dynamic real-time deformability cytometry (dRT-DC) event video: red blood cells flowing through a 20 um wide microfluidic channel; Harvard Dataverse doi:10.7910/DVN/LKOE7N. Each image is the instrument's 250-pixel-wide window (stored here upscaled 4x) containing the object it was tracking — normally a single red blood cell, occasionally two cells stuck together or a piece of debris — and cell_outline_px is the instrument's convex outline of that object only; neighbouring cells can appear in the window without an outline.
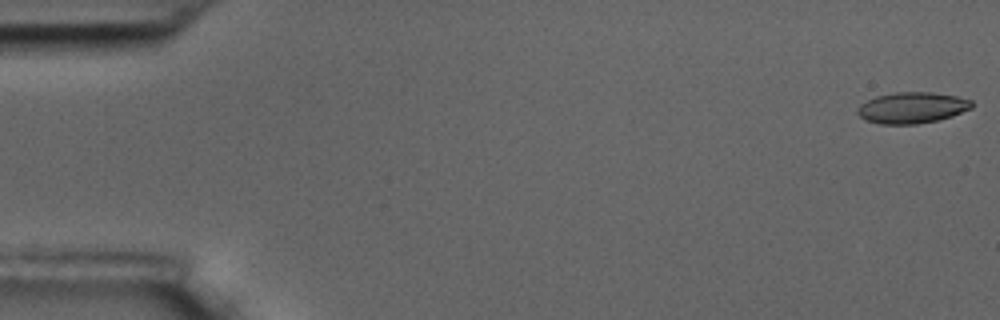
{"species": "common noctule bat (a hibernating species)", "species_latin": "Nyctalus noctula", "temperature_condition": "room temperature", "stored_images_in_passage": 58, "camera_frame_rate_fps": 3000, "um_per_image_px": 0.085, "animal": {"sex": "male", "body_mass_g": 17.5, "forearm_length_mm": 52.3}, "frame": {"image": 1, "passage_image": 1, "time_ms": 0.0, "image_size_px": [1000, 320], "cell_outline_px": [[972, 108], [952, 116], [936, 120], [916, 124], [880, 124], [864, 120], [856, 112], [856, 108], [860, 104], [876, 96], [896, 92], [932, 92], [956, 96], [972, 100]], "centroid_in_image_um": [77.5, 9.15], "position_along_channel_um": 7.5, "area_um2": 20.75}}
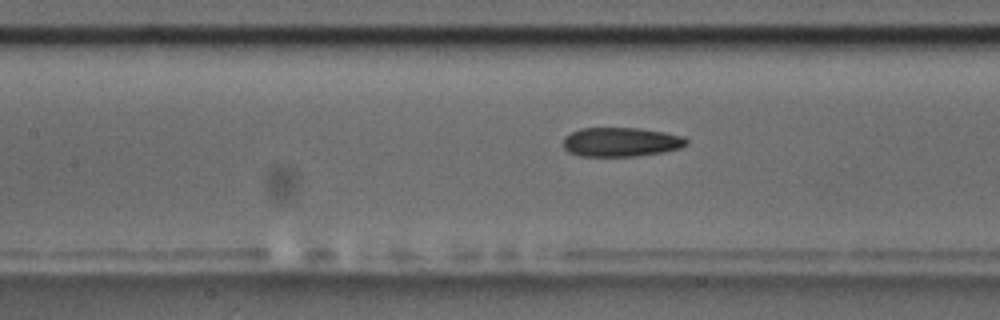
{"frame": {"image": 2, "passage_image": 26, "time_ms": 8.333, "image_size_px": [1000, 320], "cell_outline_px": [[688, 144], [680, 148], [660, 152], [636, 156], [580, 156], [568, 152], [564, 148], [564, 136], [580, 128], [640, 128], [664, 132], [684, 136], [688, 140]], "centroid_in_image_um": [52.78, 12.06], "position_along_channel_um": 154.6, "area_um2": 20.98}}
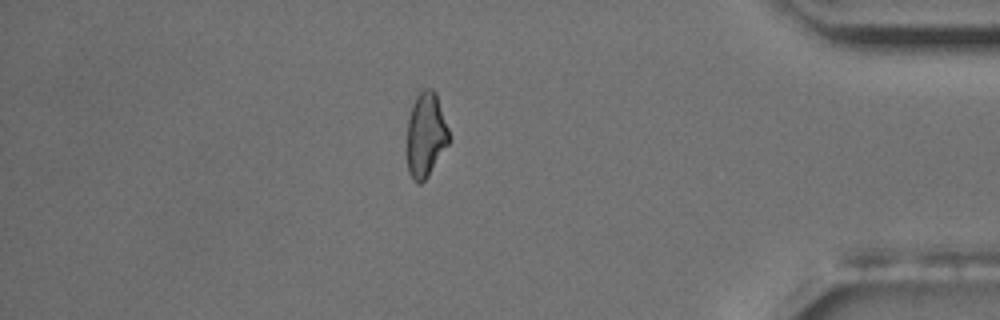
{"frame": {"image": 3, "passage_image": 50, "time_ms": 16.333, "image_size_px": [1000, 320], "cell_outline_px": [[452, 140], [428, 176], [420, 184], [416, 184], [412, 180], [408, 172], [408, 120], [412, 104], [416, 96], [424, 88], [432, 88], [436, 92]], "centroid_in_image_um": [36.22, 11.48], "position_along_channel_um": 399.0, "area_um2": 20.92}, "authors_computed_cell_mechanics": {"area_um2": 21.3571, "velocity_mm_per_s": 3.4968, "shape_relaxation_time_tau1_ms": null, "shape_relaxation_time_tau2_ms": 9.1817, "deformation_change_tau1": null, "deformation_change_tau2": 0.1672}}